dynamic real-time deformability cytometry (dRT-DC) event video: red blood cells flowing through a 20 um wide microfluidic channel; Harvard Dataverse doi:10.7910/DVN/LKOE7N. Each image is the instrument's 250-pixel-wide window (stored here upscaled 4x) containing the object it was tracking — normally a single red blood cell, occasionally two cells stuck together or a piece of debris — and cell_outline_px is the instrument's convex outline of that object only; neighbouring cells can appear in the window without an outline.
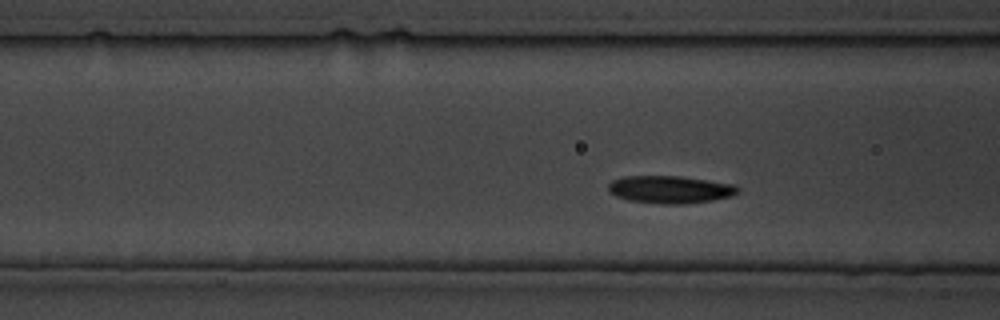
{"species": "common noctule bat (a hibernating species)", "species_latin": "Nyctalus noctula", "temperature_condition": "cold", "stored_images_in_passage": 64, "camera_frame_rate_fps": 3000, "um_per_image_px": 0.085, "animal": {"sex": "male", "body_mass_g": 19.5, "forearm_length_mm": 54.6}, "frame": {"image": 1, "passage_image": 11, "time_ms": 3.333, "image_size_px": [1000, 320], "cell_outline_px": [[740, 188], [736, 192], [728, 196], [712, 200], [680, 204], [664, 204], [628, 200], [616, 196], [608, 192], [608, 184], [612, 180], [624, 176], [680, 176], [736, 184]], "centroid_in_image_um": [56.92, 16.09], "position_along_channel_um": 109.7, "area_um2": 20.69}}
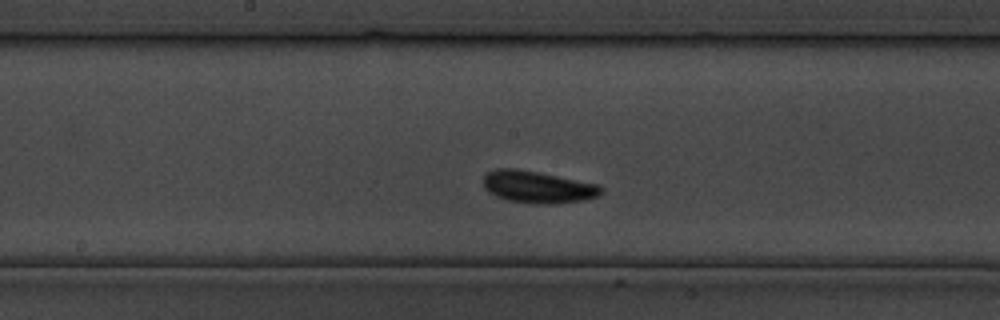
{"frame": {"image": 2, "passage_image": 29, "time_ms": 9.333, "image_size_px": [1000, 320], "cell_outline_px": [[604, 192], [600, 196], [584, 200], [556, 204], [540, 204], [508, 200], [496, 196], [488, 192], [484, 184], [484, 176], [488, 172], [496, 168], [516, 168], [540, 172], [600, 184], [604, 188]], "centroid_in_image_um": [45.78, 15.89], "position_along_channel_um": 202.4, "area_um2": 22.31}}
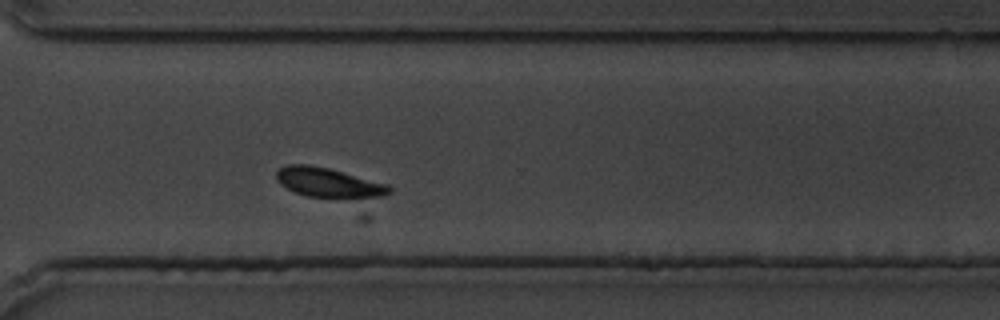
{"frame": {"image": 3, "passage_image": 56, "time_ms": 18.333, "image_size_px": [1000, 320], "cell_outline_px": [[392, 192], [380, 196], [308, 196], [296, 192], [280, 184], [276, 180], [276, 172], [280, 168], [288, 164], [308, 164], [328, 168], [388, 184], [392, 188]], "centroid_in_image_um": [27.88, 15.48], "position_along_channel_um": 342.7, "area_um2": 18.73}}